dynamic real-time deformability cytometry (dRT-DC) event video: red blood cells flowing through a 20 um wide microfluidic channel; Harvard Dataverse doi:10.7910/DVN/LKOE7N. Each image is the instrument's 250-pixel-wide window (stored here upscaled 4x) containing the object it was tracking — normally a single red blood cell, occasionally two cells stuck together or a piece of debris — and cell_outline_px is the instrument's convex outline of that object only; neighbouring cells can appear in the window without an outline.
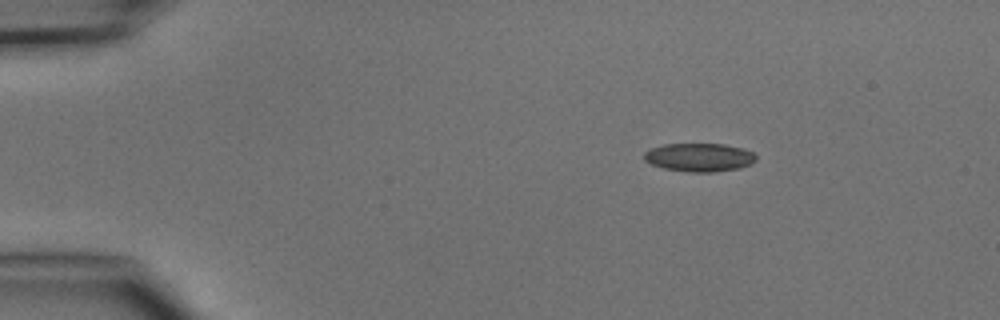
{"species": "common noctule bat (a hibernating species)", "species_latin": "Nyctalus noctula", "temperature_condition": "cold", "stored_images_in_passage": 5, "segment_of_instrument_passage": [2, 2], "camera_frame_rate_fps": 3000, "um_per_image_px": 0.085, "animal": {"sex": "male", "body_mass_g": 15.6}, "frame": {"image": 1, "passage_image": 5, "time_ms": 5.667, "image_size_px": [1000, 320], "cell_outline_px": [[756, 160], [740, 168], [712, 172], [688, 172], [664, 168], [652, 164], [644, 160], [644, 152], [648, 148], [664, 144], [724, 144], [744, 148], [756, 152]], "centroid_in_image_um": [59.44, 13.36], "position_along_channel_um": 25.6, "area_um2": 18.67}}